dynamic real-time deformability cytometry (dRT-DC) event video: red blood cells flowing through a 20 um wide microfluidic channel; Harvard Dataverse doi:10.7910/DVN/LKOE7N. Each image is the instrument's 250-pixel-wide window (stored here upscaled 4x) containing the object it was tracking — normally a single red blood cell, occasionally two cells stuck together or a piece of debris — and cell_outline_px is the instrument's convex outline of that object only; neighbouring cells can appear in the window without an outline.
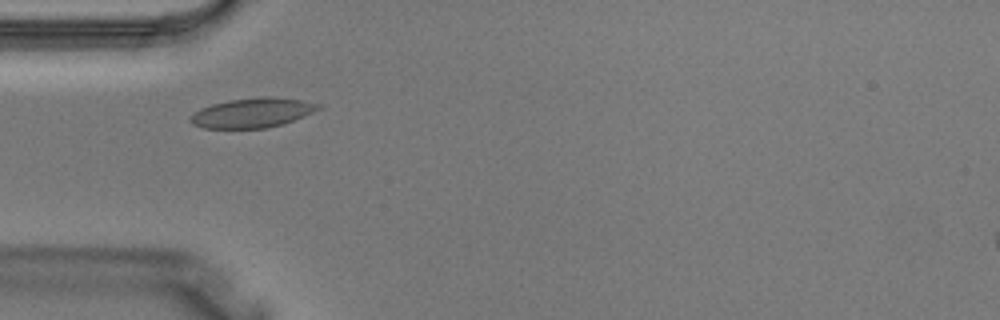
{"species": "Egyptian fruit bat (a non-hibernating species)", "species_latin": "Rousettus aegyptiacus", "temperature_condition": "warm", "stored_images_in_passage": 2, "camera_frame_rate_fps": 3000, "um_per_image_px": 0.085, "animal": {"sex": "male"}, "frame": {"image": 1, "passage_image": 1, "time_ms": 0.0, "image_size_px": [1000, 320], "cell_outline_px": [[320, 108], [312, 112], [284, 124], [268, 128], [204, 128], [192, 124], [188, 120], [188, 116], [200, 108], [212, 104], [228, 100], [260, 96], [272, 96], [300, 100], [320, 104]], "centroid_in_image_um": [21.39, 9.58], "position_along_channel_um": 63.6, "area_um2": 22.2}}